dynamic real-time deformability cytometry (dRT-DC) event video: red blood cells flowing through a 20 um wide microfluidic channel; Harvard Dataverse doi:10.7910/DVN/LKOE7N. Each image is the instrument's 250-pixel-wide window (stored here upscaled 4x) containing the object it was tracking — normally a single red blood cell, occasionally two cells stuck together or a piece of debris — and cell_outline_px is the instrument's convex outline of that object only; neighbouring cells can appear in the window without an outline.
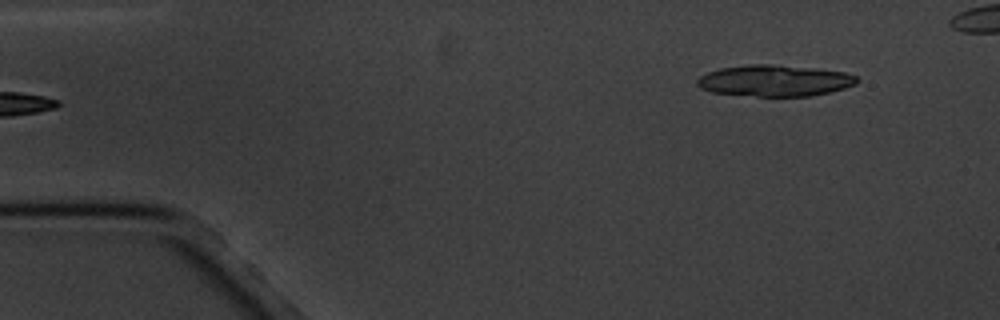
{"species": "common noctule bat (a hibernating species)", "species_latin": "Nyctalus noctula", "temperature_condition": "cold", "stored_images_in_passage": 5, "segment_of_instrument_passage": [2, 2], "camera_frame_rate_fps": 3000, "um_per_image_px": 0.085, "animal": {"sex": "male", "body_mass_g": 20.1, "forearm_length_mm": 53.5}, "frame": {"image": 1, "passage_image": 5, "time_ms": 5.667, "image_size_px": [1000, 320], "cell_outline_px": [[860, 80], [856, 84], [844, 88], [828, 92], [808, 96], [756, 96], [712, 92], [700, 88], [696, 84], [696, 80], [700, 76], [708, 72], [720, 68], [748, 64], [772, 64], [816, 68], [844, 72], [856, 76]], "centroid_in_image_um": [65.83, 6.84], "position_along_channel_um": 19.2, "area_um2": 29.19}}